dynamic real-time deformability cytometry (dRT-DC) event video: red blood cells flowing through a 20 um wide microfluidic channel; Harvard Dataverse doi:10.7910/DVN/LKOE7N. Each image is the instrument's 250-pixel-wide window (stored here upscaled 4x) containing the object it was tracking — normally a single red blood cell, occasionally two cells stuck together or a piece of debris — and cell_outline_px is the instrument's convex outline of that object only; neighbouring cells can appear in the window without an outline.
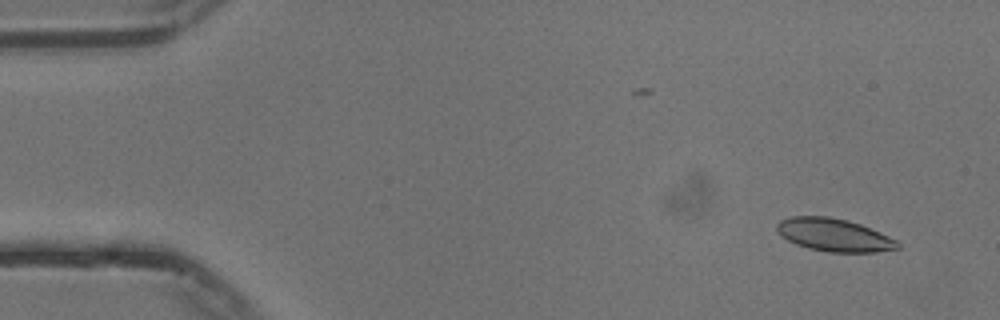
{"species": "common noctule bat (a hibernating species)", "species_latin": "Nyctalus noctula", "temperature_condition": "cold", "stored_images_in_passage": 54, "camera_frame_rate_fps": 3000, "um_per_image_px": 0.085, "animal": {"sex": "male", "body_mass_g": 13.3}, "frame": {"image": 1, "passage_image": 3, "time_ms": 0.667, "image_size_px": [1000, 320], "cell_outline_px": [[900, 248], [876, 252], [828, 252], [808, 248], [796, 244], [788, 240], [776, 228], [776, 224], [780, 220], [792, 216], [828, 216], [848, 220], [860, 224], [880, 232], [896, 240], [900, 244]], "centroid_in_image_um": [70.91, 19.97], "position_along_channel_um": 14.1, "area_um2": 23.0}}
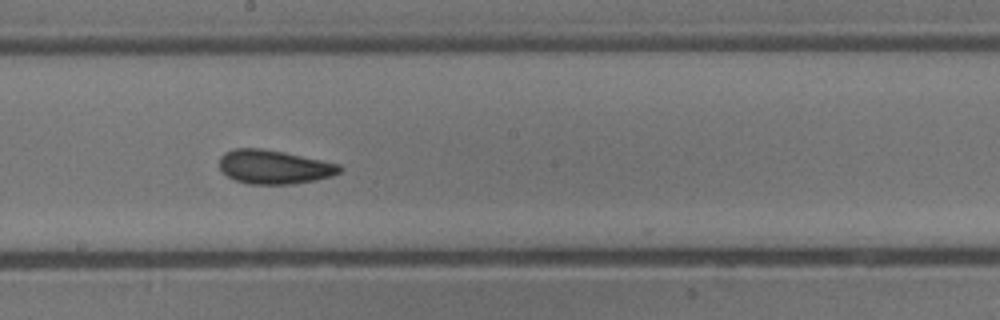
{"frame": {"image": 2, "passage_image": 29, "time_ms": 9.333, "image_size_px": [1000, 320], "cell_outline_px": [[344, 168], [340, 172], [332, 176], [316, 180], [292, 184], [248, 184], [236, 180], [228, 176], [220, 168], [220, 156], [224, 152], [236, 148], [264, 148], [284, 152], [340, 164]], "centroid_in_image_um": [23.32, 14.18], "position_along_channel_um": 224.9, "area_um2": 23.81}}
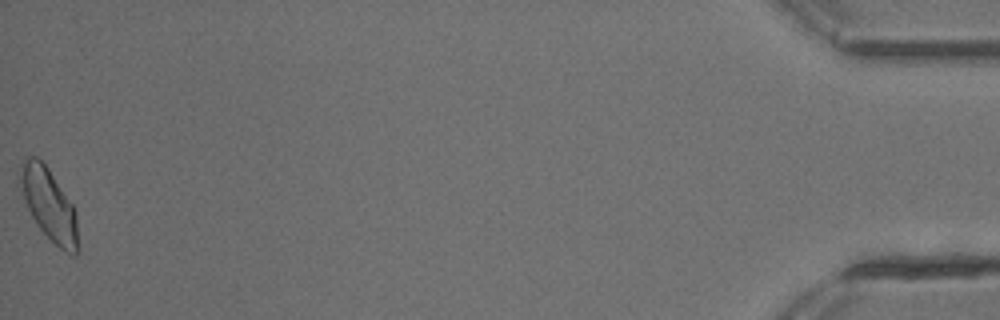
{"frame": {"image": 3, "passage_image": 54, "time_ms": 17.667, "image_size_px": [1000, 320], "cell_outline_px": [[80, 248], [76, 256], [72, 256], [60, 248], [36, 224], [24, 200], [20, 180], [24, 160], [28, 156], [36, 156], [48, 168], [72, 204], [76, 212]], "centroid_in_image_um": [4.23, 17.46], "position_along_channel_um": 431.0, "area_um2": 23.87}, "authors_computed_cell_mechanics": {"area_um2": 23.2067, "velocity_mm_per_s": 3.7335, "shape_relaxation_time_tau1_ms": 5.0947, "shape_relaxation_time_tau2_ms": 2.1402, "deformation_change_tau1": 0.1219, "deformation_change_tau2": 0.0805}}